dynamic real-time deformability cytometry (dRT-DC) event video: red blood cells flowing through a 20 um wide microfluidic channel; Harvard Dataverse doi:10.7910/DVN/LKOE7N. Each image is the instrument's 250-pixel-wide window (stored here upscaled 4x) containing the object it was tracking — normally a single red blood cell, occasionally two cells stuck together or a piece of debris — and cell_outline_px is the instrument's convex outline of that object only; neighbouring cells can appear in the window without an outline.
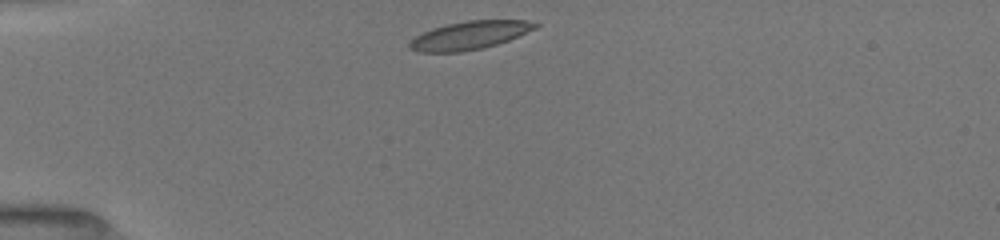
{"species": "common noctule bat (a hibernating species)", "species_latin": "Nyctalus noctula", "temperature_condition": "room temperature", "stored_images_in_passage": 79, "camera_frame_rate_fps": 3000, "um_per_image_px": 0.085, "animal": {"sex": "female", "body_mass_g": 19.5, "forearm_length_mm": 54.1}, "frame": {"image": 1, "passage_image": 1, "time_ms": 0.0, "image_size_px": [1000, 240], "cell_outline_px": [[540, 24], [536, 28], [508, 40], [496, 44], [480, 48], [460, 52], [420, 52], [408, 48], [408, 44], [416, 36], [432, 28], [448, 24], [468, 20], [528, 20]], "centroid_in_image_um": [39.91, 2.99], "position_along_channel_um": 45.1, "area_um2": 20.4}}
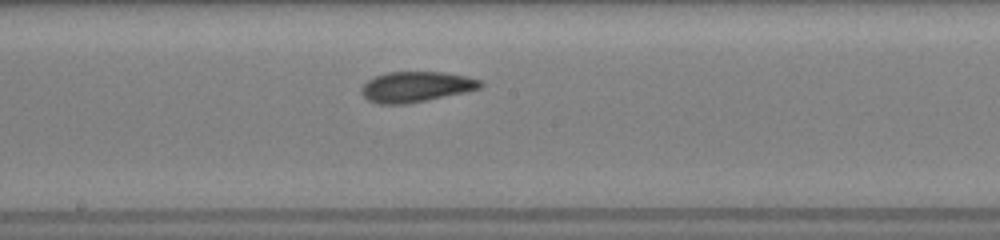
{"frame": {"image": 2, "passage_image": 22, "time_ms": 5.0, "image_size_px": [1000, 240], "cell_outline_px": [[484, 84], [480, 88], [464, 92], [404, 104], [380, 104], [368, 100], [360, 92], [360, 88], [368, 80], [376, 76], [388, 72], [444, 72], [468, 76], [484, 80]], "centroid_in_image_um": [35.38, 7.36], "position_along_channel_um": 212.8, "area_um2": 21.04}}
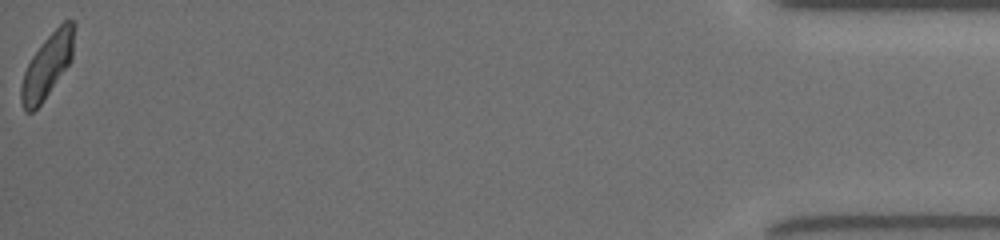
{"frame": {"image": 3, "passage_image": 78, "time_ms": 12.667, "image_size_px": [1000, 240], "cell_outline_px": [[76, 24], [72, 60], [44, 100], [32, 112], [28, 112], [24, 108], [20, 100], [20, 88], [24, 72], [32, 56], [44, 40], [64, 20], [76, 20]], "centroid_in_image_um": [4.05, 5.55], "position_along_channel_um": 431.1, "area_um2": 19.77}, "authors_computed_cell_mechanics": {"area_um2": 20.5768, "velocity_mm_per_s": 3.9925, "shape_relaxation_time_tau1_ms": 4.9854, "shape_relaxation_time_tau2_ms": 2.1606, "deformation_change_tau1": 0.1717, "deformation_change_tau2": 0.0867}}